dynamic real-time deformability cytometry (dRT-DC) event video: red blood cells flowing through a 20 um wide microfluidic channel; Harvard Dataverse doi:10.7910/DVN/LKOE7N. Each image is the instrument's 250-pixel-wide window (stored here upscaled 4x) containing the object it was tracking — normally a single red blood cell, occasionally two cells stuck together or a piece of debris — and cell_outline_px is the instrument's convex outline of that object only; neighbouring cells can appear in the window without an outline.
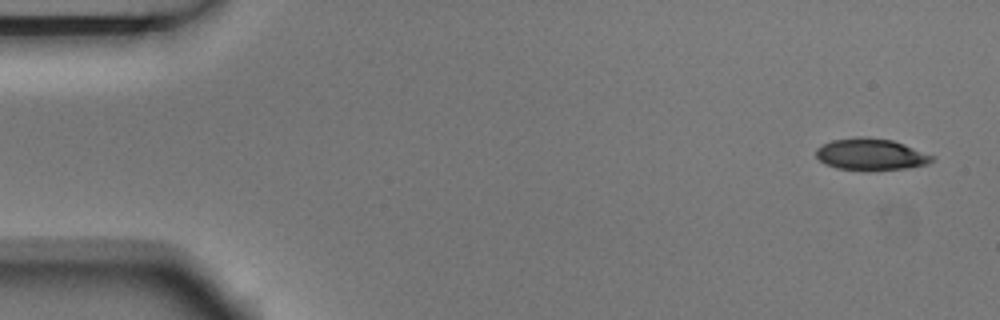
{"species": "Egyptian fruit bat (a non-hibernating species)", "species_latin": "Rousettus aegyptiacus", "temperature_condition": "room temperature", "stored_images_in_passage": 5, "camera_frame_rate_fps": 3000, "um_per_image_px": 0.085, "animal": {"sex": "male"}, "frame": {"image": 1, "passage_image": 1, "time_ms": 0.0, "image_size_px": [1000, 320], "cell_outline_px": [[936, 156], [928, 164], [908, 168], [836, 168], [824, 164], [816, 156], [816, 148], [832, 140], [856, 136], [868, 136], [892, 140], [904, 144]], "centroid_in_image_um": [74.03, 13.07], "position_along_channel_um": 11.0, "area_um2": 20.98}}
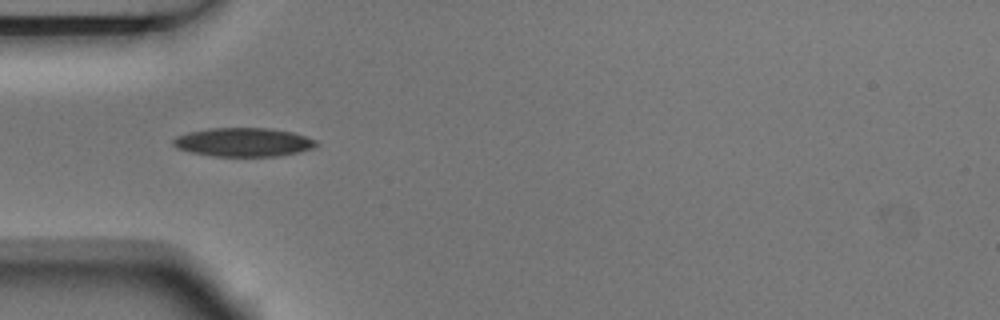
{"frame": {"image": 2, "passage_image": 5, "time_ms": 1.333, "image_size_px": [1000, 320], "cell_outline_px": [[320, 144], [312, 148], [300, 152], [280, 156], [212, 156], [192, 152], [176, 148], [172, 144], [172, 140], [176, 136], [188, 132], [212, 128], [268, 128], [292, 132], [316, 140]], "centroid_in_image_um": [20.69, 12.09], "position_along_channel_um": 64.3, "area_um2": 23.99}}